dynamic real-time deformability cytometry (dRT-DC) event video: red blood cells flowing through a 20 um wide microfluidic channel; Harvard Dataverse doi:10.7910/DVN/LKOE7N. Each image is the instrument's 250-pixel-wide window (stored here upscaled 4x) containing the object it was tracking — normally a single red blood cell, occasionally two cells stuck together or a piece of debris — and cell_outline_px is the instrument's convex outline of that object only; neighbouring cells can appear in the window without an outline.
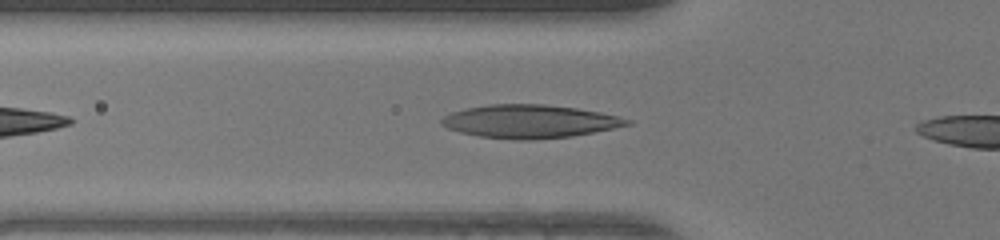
{"species": "human", "species_latin": "Homo sapiens", "temperature_condition": "warm", "stored_images_in_passage": 4, "camera_frame_rate_fps": 3000, "um_per_image_px": 0.085, "donor": {"sex": "female"}, "frame": {"image": 1, "passage_image": 2, "time_ms": 0.333, "image_size_px": [1000, 240], "cell_outline_px": [[632, 124], [572, 136], [532, 140], [516, 140], [480, 136], [460, 132], [448, 128], [440, 124], [440, 120], [444, 116], [452, 112], [468, 108], [488, 104], [544, 104], [576, 108], [600, 112], [632, 120]], "centroid_in_image_um": [45.0, 10.32], "position_along_channel_um": 80.8, "area_um2": 35.72}}